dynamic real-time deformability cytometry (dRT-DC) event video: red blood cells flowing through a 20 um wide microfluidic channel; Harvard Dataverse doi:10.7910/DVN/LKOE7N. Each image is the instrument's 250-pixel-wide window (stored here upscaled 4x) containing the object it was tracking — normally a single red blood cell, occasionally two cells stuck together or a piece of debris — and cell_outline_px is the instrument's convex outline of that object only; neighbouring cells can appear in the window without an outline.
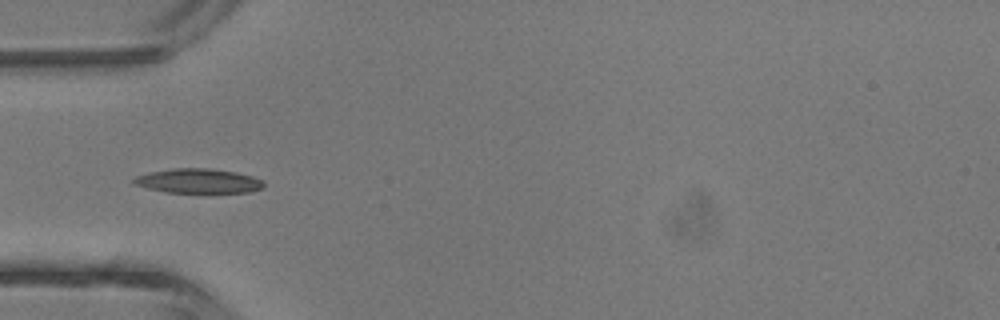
{"species": "common noctule bat (a hibernating species)", "species_latin": "Nyctalus noctula", "temperature_condition": "room temperature", "stored_images_in_passage": 4, "camera_frame_rate_fps": 3000, "um_per_image_px": 0.085, "animal": {"sex": "male", "body_mass_g": 13.3}, "frame": {"image": 1, "passage_image": 4, "time_ms": 3.333, "image_size_px": [1000, 320], "cell_outline_px": [[264, 188], [248, 192], [208, 196], [164, 192], [132, 184], [132, 180], [136, 176], [148, 172], [172, 168], [212, 168], [236, 172], [252, 176], [264, 180]], "centroid_in_image_um": [16.89, 15.43], "position_along_channel_um": 68.1, "area_um2": 19.88}}